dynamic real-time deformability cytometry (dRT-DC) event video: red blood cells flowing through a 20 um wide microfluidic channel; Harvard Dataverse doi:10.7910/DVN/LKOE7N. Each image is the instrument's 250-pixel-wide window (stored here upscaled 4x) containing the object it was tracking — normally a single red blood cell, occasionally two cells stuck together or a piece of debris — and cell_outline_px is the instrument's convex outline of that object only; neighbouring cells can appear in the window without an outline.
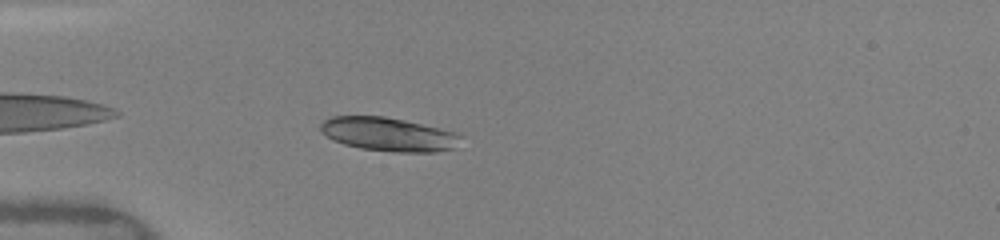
{"species": "human", "species_latin": "Homo sapiens", "temperature_condition": "warm", "stored_images_in_passage": 38, "camera_frame_rate_fps": 3000, "um_per_image_px": 0.085, "donor": {"sex": "female"}, "frame": {"image": 1, "passage_image": 3, "time_ms": 0.667, "image_size_px": [1000, 240], "cell_outline_px": [[464, 136], [456, 148], [436, 152], [396, 152], [360, 148], [344, 144], [332, 140], [320, 132], [320, 124], [324, 120], [332, 116], [384, 116], [404, 120], [456, 132]], "centroid_in_image_um": [33.03, 11.42], "position_along_channel_um": 52.0, "area_um2": 27.74}}
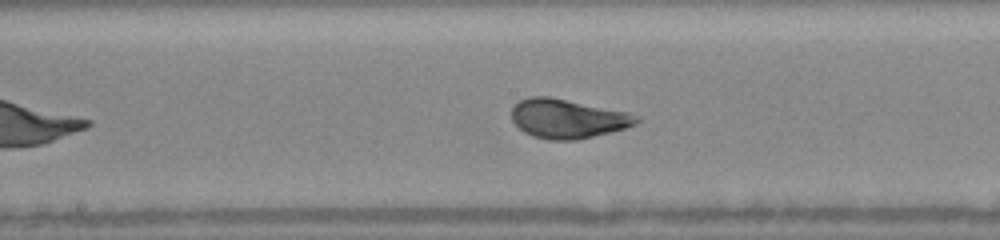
{"frame": {"image": 2, "passage_image": 15, "time_ms": 4.667, "image_size_px": [1000, 240], "cell_outline_px": [[640, 120], [636, 124], [624, 128], [576, 140], [548, 140], [532, 136], [524, 132], [512, 120], [512, 108], [520, 100], [532, 96], [548, 96], [628, 112], [640, 116]], "centroid_in_image_um": [48.24, 10.08], "position_along_channel_um": 200.0, "area_um2": 28.26}}
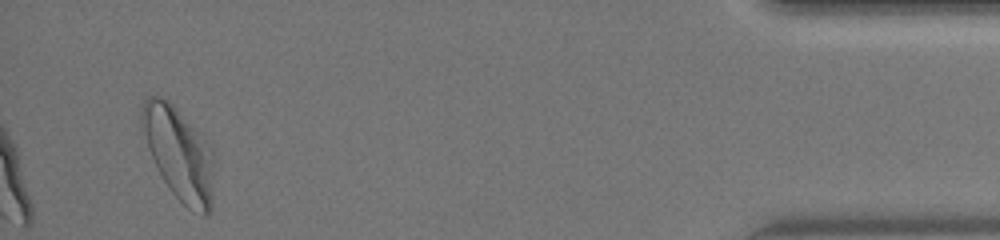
{"frame": {"image": 3, "passage_image": 36, "time_ms": 11.667, "image_size_px": [1000, 240], "cell_outline_px": [[212, 208], [204, 216], [188, 208], [172, 192], [164, 180], [152, 156], [140, 128], [140, 112], [144, 100], [148, 96], [164, 96], [208, 140], [212, 152]], "centroid_in_image_um": [15.19, 13.0], "position_along_channel_um": 420.0, "area_um2": 38.78}, "authors_computed_cell_mechanics": {"area_um2": 28.4087, "velocity_mm_per_s": 4.0644, "shape_relaxation_time_tau1_ms": 2.3712, "shape_relaxation_time_tau2_ms": null, "deformation_change_tau1": 0.1433, "deformation_change_tau2": null}}